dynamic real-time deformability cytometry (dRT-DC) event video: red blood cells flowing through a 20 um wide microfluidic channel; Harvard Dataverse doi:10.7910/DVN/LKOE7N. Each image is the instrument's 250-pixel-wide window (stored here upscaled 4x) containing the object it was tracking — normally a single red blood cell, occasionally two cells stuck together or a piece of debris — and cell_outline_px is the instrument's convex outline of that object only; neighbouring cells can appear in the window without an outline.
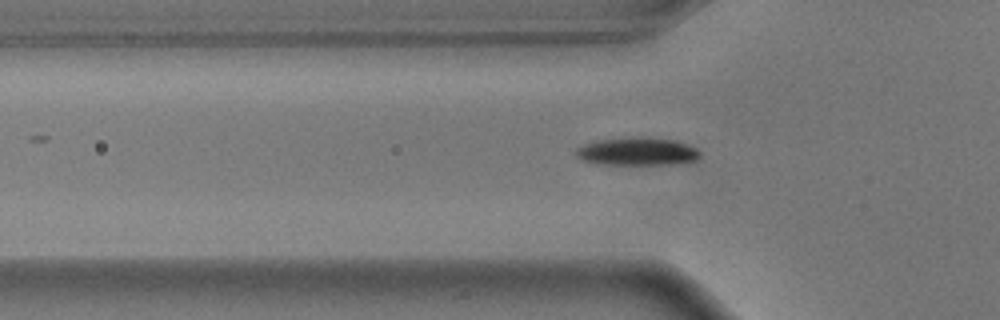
{"species": "common noctule bat (a hibernating species)", "species_latin": "Nyctalus noctula", "temperature_condition": "warm", "stored_images_in_passage": 38, "camera_frame_rate_fps": 3000, "um_per_image_px": 0.085, "animal": {"sex": "male", "body_mass_g": 17.9}, "frame": {"image": 1, "passage_image": 7, "time_ms": 2.0, "image_size_px": [1000, 320], "cell_outline_px": [[700, 156], [696, 160], [676, 164], [604, 164], [584, 160], [576, 156], [572, 152], [576, 148], [584, 144], [596, 140], [676, 140], [688, 144], [696, 148], [700, 152]], "centroid_in_image_um": [54.17, 12.92], "position_along_channel_um": 71.6, "area_um2": 19.19}}
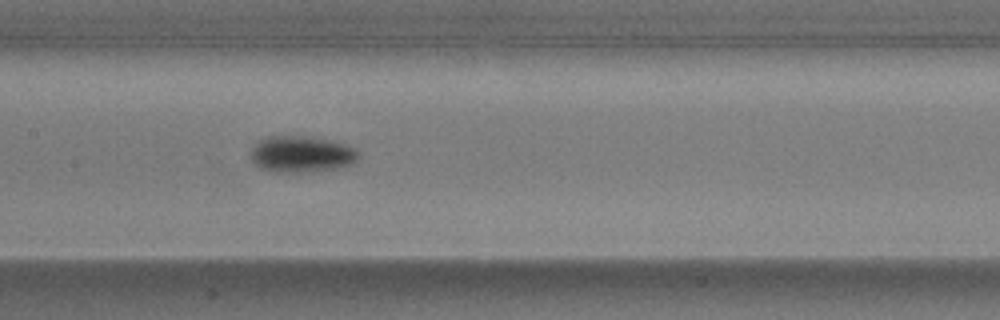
{"frame": {"image": 2, "passage_image": 16, "time_ms": 5.0, "image_size_px": [1000, 320], "cell_outline_px": [[360, 160], [352, 164], [336, 168], [312, 172], [268, 172], [252, 164], [248, 156], [248, 152], [264, 136], [304, 136], [328, 140], [344, 144], [356, 148], [360, 152]], "centroid_in_image_um": [25.59, 13.12], "position_along_channel_um": 181.8, "area_um2": 23.47}}
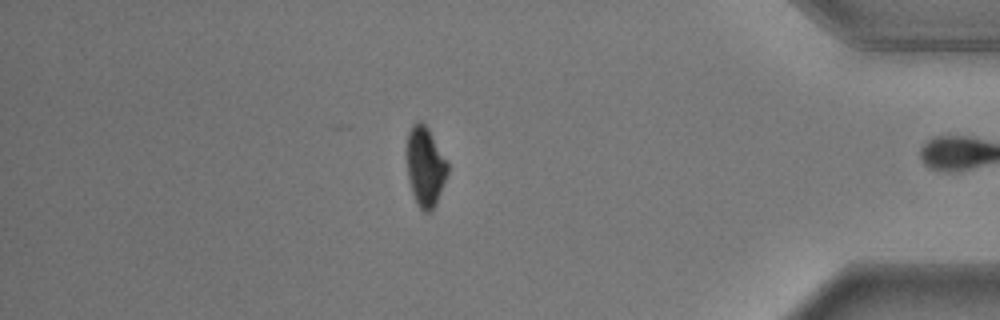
{"frame": {"image": 3, "passage_image": 37, "time_ms": 12.0, "image_size_px": [1000, 320], "cell_outline_px": [[448, 172], [436, 204], [428, 212], [424, 212], [416, 204], [408, 180], [408, 132], [412, 124], [416, 120], [420, 120], [428, 128], [448, 160]], "centroid_in_image_um": [36.16, 14.14], "position_along_channel_um": 399.0, "area_um2": 18.9}, "authors_computed_cell_mechanics": {"area_um2": 20.808, "velocity_mm_per_s": 3.6378, "shape_relaxation_time_tau1_ms": 1.9177, "shape_relaxation_time_tau2_ms": 9.6748, "deformation_change_tau1": 0.1614, "deformation_change_tau2": 0.101}}